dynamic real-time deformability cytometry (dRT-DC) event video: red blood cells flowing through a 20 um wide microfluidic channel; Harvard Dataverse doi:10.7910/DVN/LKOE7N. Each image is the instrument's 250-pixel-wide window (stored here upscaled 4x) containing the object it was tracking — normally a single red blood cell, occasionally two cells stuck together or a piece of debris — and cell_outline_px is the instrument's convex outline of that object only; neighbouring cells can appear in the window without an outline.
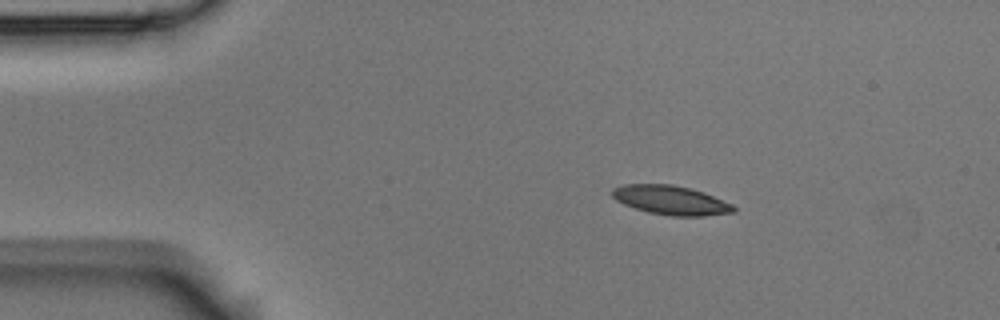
{"species": "Egyptian fruit bat (a non-hibernating species)", "species_latin": "Rousettus aegyptiacus", "temperature_condition": "room temperature", "stored_images_in_passage": 3, "camera_frame_rate_fps": 3000, "um_per_image_px": 0.085, "animal": {"sex": "male"}, "frame": {"image": 1, "passage_image": 1, "time_ms": 0.0, "image_size_px": [1000, 320], "cell_outline_px": [[736, 212], [704, 216], [672, 216], [648, 212], [624, 204], [616, 200], [612, 196], [612, 188], [624, 184], [672, 184], [704, 192], [732, 204], [736, 208]], "centroid_in_image_um": [57.03, 17.01], "position_along_channel_um": 28.0, "area_um2": 20.58}}
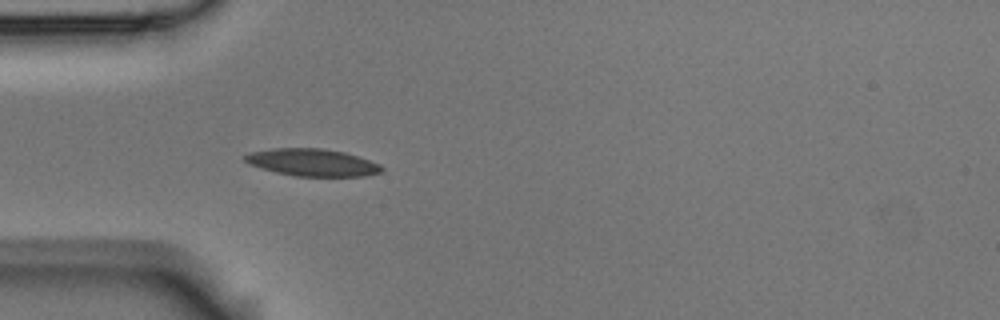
{"frame": {"image": 2, "passage_image": 3, "time_ms": 0.667, "image_size_px": [1000, 320], "cell_outline_px": [[384, 172], [364, 176], [292, 176], [276, 172], [248, 164], [244, 160], [244, 156], [252, 152], [272, 148], [324, 148], [344, 152], [380, 164], [384, 168]], "centroid_in_image_um": [26.56, 13.81], "position_along_channel_um": 58.4, "area_um2": 21.73}}